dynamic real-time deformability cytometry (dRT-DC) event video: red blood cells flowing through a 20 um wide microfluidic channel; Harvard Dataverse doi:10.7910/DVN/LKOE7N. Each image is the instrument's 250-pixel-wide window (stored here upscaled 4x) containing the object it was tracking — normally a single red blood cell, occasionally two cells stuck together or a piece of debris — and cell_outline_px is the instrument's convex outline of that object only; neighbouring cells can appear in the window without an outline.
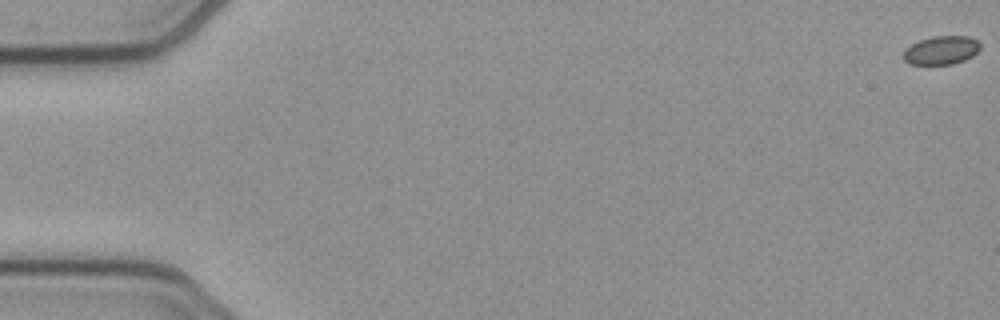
{"species": "common noctule bat (a hibernating species)", "species_latin": "Nyctalus noctula", "temperature_condition": "cold", "stored_images_in_passage": 54, "camera_frame_rate_fps": 3000, "um_per_image_px": 0.085, "animal": {"sex": "female", "body_mass_g": 21.9}, "frame": {"image": 1, "passage_image": 1, "time_ms": 0.0, "image_size_px": [1000, 320], "cell_outline_px": [[980, 48], [972, 56], [964, 60], [952, 64], [908, 64], [904, 60], [904, 52], [912, 44], [920, 40], [932, 36], [968, 36], [976, 40], [980, 44]], "centroid_in_image_um": [80.02, 4.27], "position_along_channel_um": 5.0, "area_um2": 12.6}}
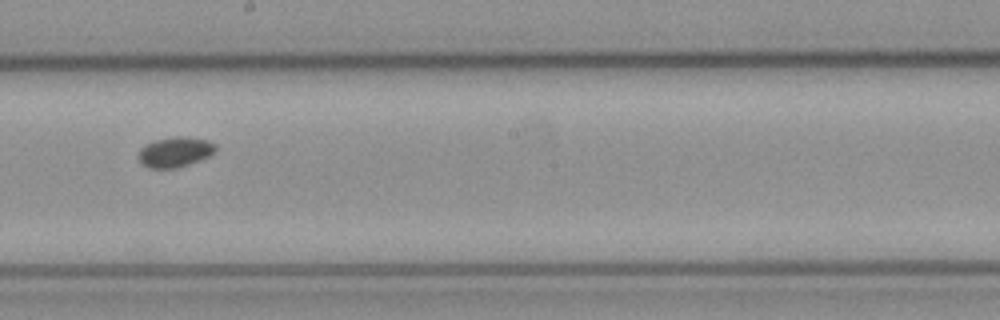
{"frame": {"image": 2, "passage_image": 31, "time_ms": 10.0, "image_size_px": [1000, 320], "cell_outline_px": [[216, 152], [200, 160], [176, 168], [148, 168], [136, 156], [140, 148], [144, 144], [156, 140], [176, 136], [184, 136], [208, 140], [216, 144]], "centroid_in_image_um": [14.87, 12.91], "position_along_channel_um": 233.3, "area_um2": 13.64}}
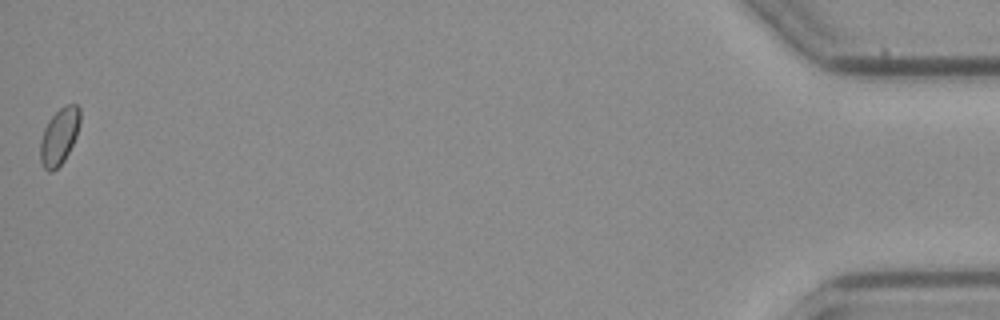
{"frame": {"image": 3, "passage_image": 54, "time_ms": 17.667, "image_size_px": [1000, 320], "cell_outline_px": [[80, 124], [76, 136], [64, 160], [52, 172], [48, 172], [44, 168], [40, 160], [40, 140], [44, 128], [48, 120], [64, 104], [76, 104], [80, 108]], "centroid_in_image_um": [5.03, 11.57], "position_along_channel_um": 430.2, "area_um2": 13.12}}